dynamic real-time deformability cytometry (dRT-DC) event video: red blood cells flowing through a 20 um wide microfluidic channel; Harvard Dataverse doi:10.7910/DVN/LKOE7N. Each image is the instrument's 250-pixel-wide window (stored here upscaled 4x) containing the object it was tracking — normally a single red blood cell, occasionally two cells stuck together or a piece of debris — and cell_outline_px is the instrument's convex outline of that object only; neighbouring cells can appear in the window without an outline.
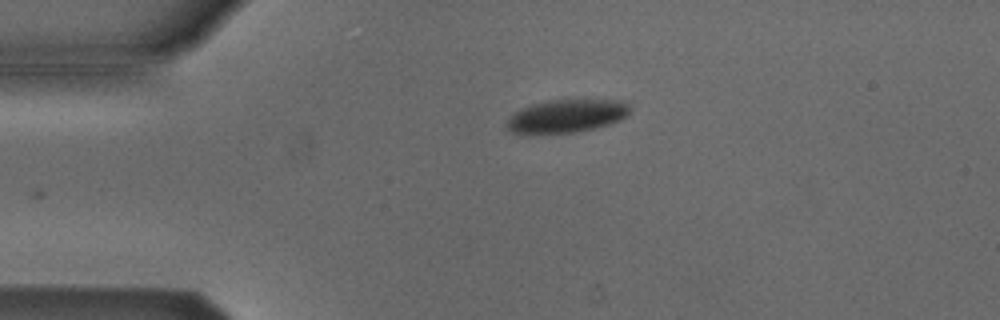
{"species": "Egyptian fruit bat (a non-hibernating species)", "species_latin": "Rousettus aegyptiacus", "temperature_condition": "cold", "stored_images_in_passage": 4, "camera_frame_rate_fps": 3000, "um_per_image_px": 0.085, "animal": {"sex": "male"}, "frame": {"image": 1, "passage_image": 4, "time_ms": 4.333, "image_size_px": [1000, 320], "cell_outline_px": [[632, 108], [628, 116], [620, 120], [596, 128], [576, 132], [508, 132], [504, 124], [512, 112], [520, 108], [544, 100], [628, 100]], "centroid_in_image_um": [48.19, 9.83], "position_along_channel_um": 36.8, "area_um2": 23.99}}